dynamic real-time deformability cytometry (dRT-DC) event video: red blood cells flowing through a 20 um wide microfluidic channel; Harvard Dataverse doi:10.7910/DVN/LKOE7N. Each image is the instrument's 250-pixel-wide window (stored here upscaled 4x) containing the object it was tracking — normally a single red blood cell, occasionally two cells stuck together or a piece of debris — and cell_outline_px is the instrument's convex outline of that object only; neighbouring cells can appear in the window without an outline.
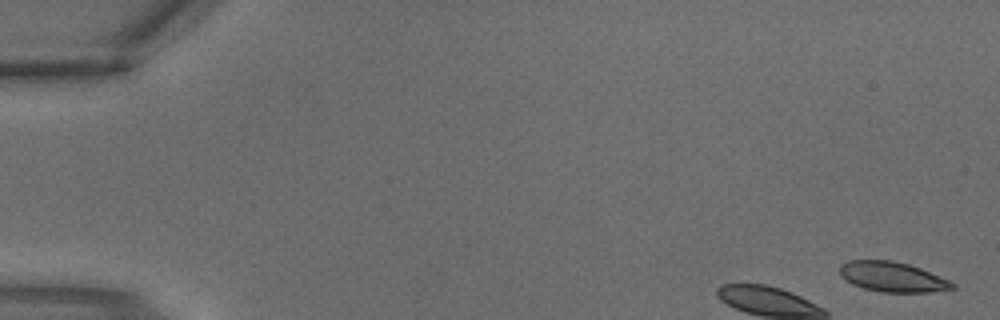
{"species": "common noctule bat (a hibernating species)", "species_latin": "Nyctalus noctula", "temperature_condition": "warm", "stored_images_in_passage": 3, "camera_frame_rate_fps": 3000, "um_per_image_px": 0.085, "animal": {"sex": "male", "body_mass_g": 18.8}, "frame": {"image": 1, "passage_image": 1, "time_ms": 0.0, "image_size_px": [1000, 320], "cell_outline_px": [[956, 288], [928, 292], [880, 292], [864, 288], [852, 284], [844, 280], [840, 276], [840, 264], [848, 260], [892, 260], [908, 264], [920, 268], [948, 280], [956, 284]], "centroid_in_image_um": [75.81, 23.53], "position_along_channel_um": 9.2, "area_um2": 19.71}}